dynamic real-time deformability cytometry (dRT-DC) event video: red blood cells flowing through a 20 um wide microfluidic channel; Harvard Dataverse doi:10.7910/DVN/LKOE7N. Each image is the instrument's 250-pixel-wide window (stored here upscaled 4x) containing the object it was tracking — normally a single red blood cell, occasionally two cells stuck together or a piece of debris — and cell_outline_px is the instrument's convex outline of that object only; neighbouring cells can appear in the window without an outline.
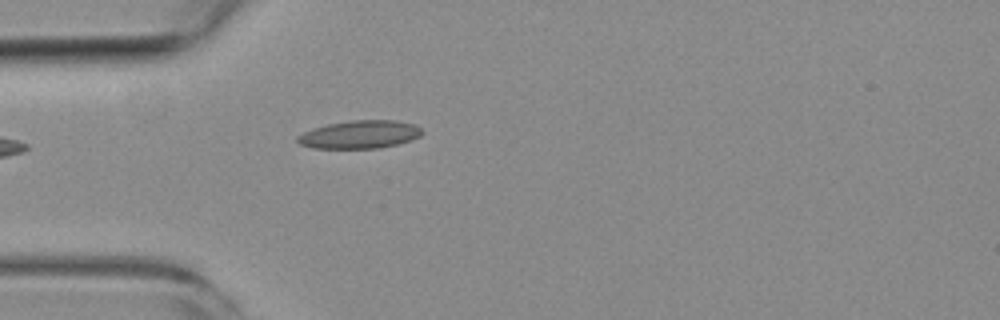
{"species": "common noctule bat (a hibernating species)", "species_latin": "Nyctalus noctula", "temperature_condition": "room temperature", "stored_images_in_passage": 1, "camera_frame_rate_fps": 3000, "um_per_image_px": 0.085, "animal": {"sex": "female", "body_mass_g": 19.3, "forearm_length_mm": 54.1}, "frame": {"image": 1, "passage_image": 1, "time_ms": 0.0, "image_size_px": [1000, 320], "cell_outline_px": [[424, 132], [420, 136], [412, 140], [380, 148], [312, 148], [300, 144], [296, 140], [296, 136], [312, 128], [328, 124], [352, 120], [396, 120], [416, 124]], "centroid_in_image_um": [30.59, 11.42], "position_along_channel_um": 54.4, "area_um2": 20.46}}